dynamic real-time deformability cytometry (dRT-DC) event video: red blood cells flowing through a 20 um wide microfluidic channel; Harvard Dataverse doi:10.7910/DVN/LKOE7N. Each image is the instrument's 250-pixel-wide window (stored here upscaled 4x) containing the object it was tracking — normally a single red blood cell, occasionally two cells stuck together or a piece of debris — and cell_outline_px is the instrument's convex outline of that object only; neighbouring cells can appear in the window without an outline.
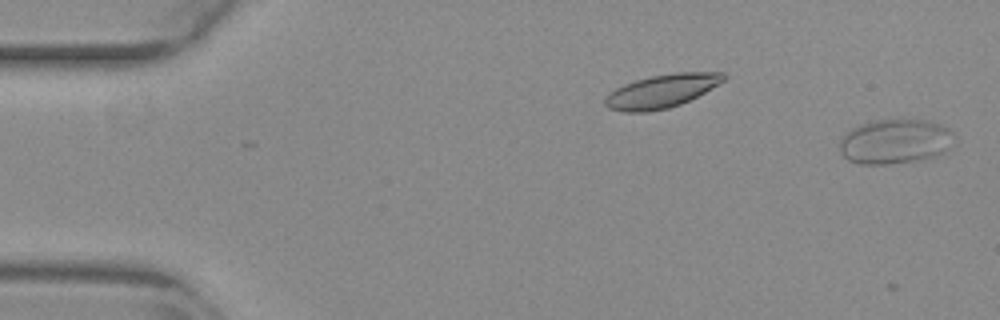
{"species": "common noctule bat (a hibernating species)", "species_latin": "Nyctalus noctula", "temperature_condition": "warm", "stored_images_in_passage": 13, "camera_frame_rate_fps": 3000, "um_per_image_px": 0.085, "animal": {"sex": "female", "body_mass_g": 29.2, "forearm_length_mm": 56.3}, "frame": {"image": 1, "passage_image": 1, "time_ms": 0.0, "image_size_px": [1000, 320], "cell_outline_px": [[956, 136], [944, 152], [936, 156], [888, 164], [860, 164], [848, 160], [840, 152], [840, 140], [844, 132], [860, 124], [872, 120], [900, 116], [932, 120], [948, 128]], "centroid_in_image_um": [76.07, 11.95], "position_along_channel_um": 8.9, "area_um2": 30.69}}